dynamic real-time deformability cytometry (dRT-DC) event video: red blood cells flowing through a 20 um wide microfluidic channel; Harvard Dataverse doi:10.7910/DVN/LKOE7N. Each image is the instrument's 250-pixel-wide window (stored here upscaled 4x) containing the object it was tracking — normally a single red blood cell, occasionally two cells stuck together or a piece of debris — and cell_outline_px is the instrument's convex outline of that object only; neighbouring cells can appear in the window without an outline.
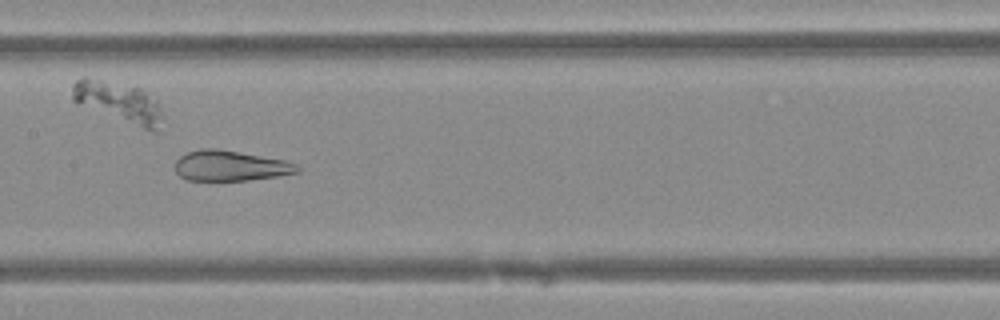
{"species": "Egyptian fruit bat (a non-hibernating species)", "species_latin": "Rousettus aegyptiacus", "temperature_condition": "warm", "stored_images_in_passage": 48, "camera_frame_rate_fps": 3000, "um_per_image_px": 0.085, "animal": {"sex": "female"}, "frame": {"image": 1, "passage_image": 24, "time_ms": 7.667, "image_size_px": [1000, 320], "cell_outline_px": [[300, 172], [280, 176], [248, 180], [188, 180], [180, 176], [176, 172], [176, 160], [180, 156], [188, 152], [200, 148], [216, 148], [284, 160], [296, 164], [300, 168]], "centroid_in_image_um": [19.59, 14.09], "position_along_channel_um": 187.8, "area_um2": 21.56}}
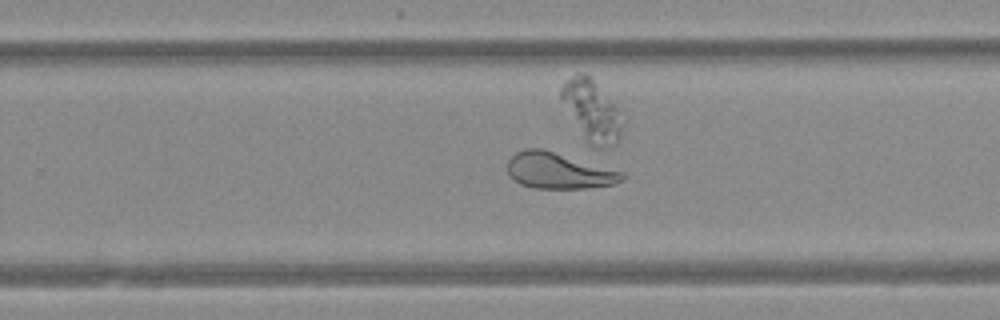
{"frame": {"image": 2, "passage_image": 31, "time_ms": 10.0, "image_size_px": [1000, 320], "cell_outline_px": [[628, 176], [624, 180], [616, 184], [584, 188], [532, 188], [520, 184], [508, 176], [508, 160], [516, 152], [528, 148], [540, 148], [624, 172]], "centroid_in_image_um": [47.5, 14.53], "position_along_channel_um": 282.3, "area_um2": 24.04}}
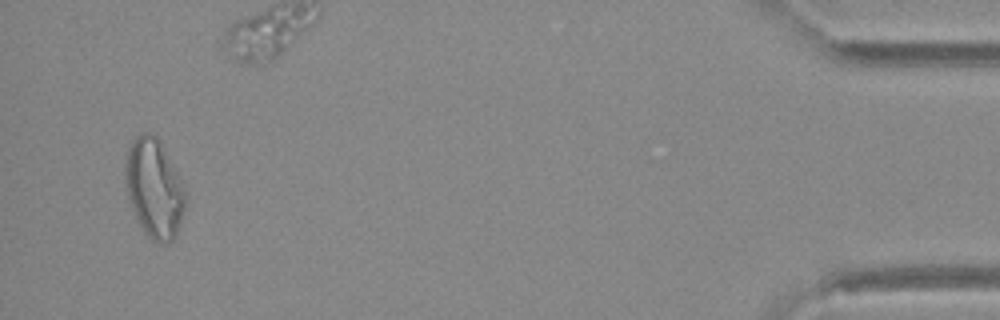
{"frame": {"image": 3, "passage_image": 47, "time_ms": 15.333, "image_size_px": [1000, 320], "cell_outline_px": [[188, 196], [180, 224], [176, 236], [172, 240], [164, 244], [160, 244], [152, 240], [144, 232], [132, 208], [128, 196], [124, 176], [124, 164], [128, 148], [132, 140], [136, 136], [144, 132], [152, 132], [160, 140]], "centroid_in_image_um": [13.1, 16.0], "position_along_channel_um": 422.1, "area_um2": 34.74}}